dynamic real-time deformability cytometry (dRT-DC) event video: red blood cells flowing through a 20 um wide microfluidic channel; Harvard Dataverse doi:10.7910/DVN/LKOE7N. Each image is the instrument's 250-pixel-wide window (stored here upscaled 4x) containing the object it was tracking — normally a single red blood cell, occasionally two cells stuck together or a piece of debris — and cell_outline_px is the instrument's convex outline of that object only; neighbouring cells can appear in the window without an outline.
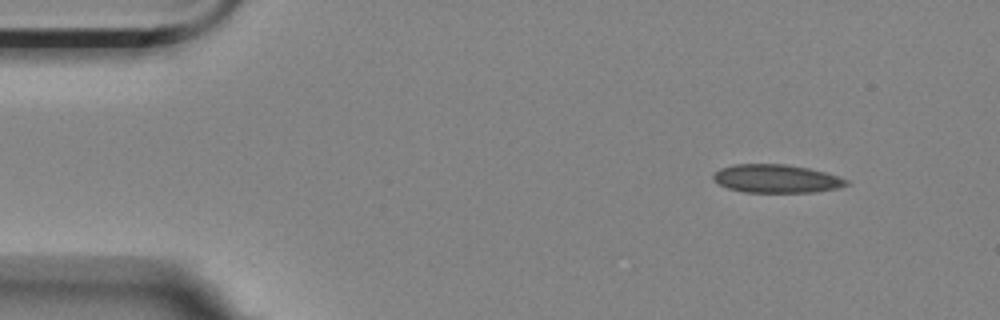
{"species": "Egyptian fruit bat (a non-hibernating species)", "species_latin": "Rousettus aegyptiacus", "temperature_condition": "room temperature", "stored_images_in_passage": 5, "segment_of_instrument_passage": [1, 2], "camera_frame_rate_fps": 3000, "um_per_image_px": 0.085, "animal": {"sex": "female"}, "frame": {"image": 1, "passage_image": 1, "time_ms": 0.0, "image_size_px": [1000, 320], "cell_outline_px": [[852, 184], [840, 188], [816, 192], [744, 192], [728, 188], [712, 180], [712, 176], [720, 168], [736, 164], [784, 164], [808, 168], [824, 172], [848, 180]], "centroid_in_image_um": [66.01, 15.19], "position_along_channel_um": 19.0, "area_um2": 21.96}}